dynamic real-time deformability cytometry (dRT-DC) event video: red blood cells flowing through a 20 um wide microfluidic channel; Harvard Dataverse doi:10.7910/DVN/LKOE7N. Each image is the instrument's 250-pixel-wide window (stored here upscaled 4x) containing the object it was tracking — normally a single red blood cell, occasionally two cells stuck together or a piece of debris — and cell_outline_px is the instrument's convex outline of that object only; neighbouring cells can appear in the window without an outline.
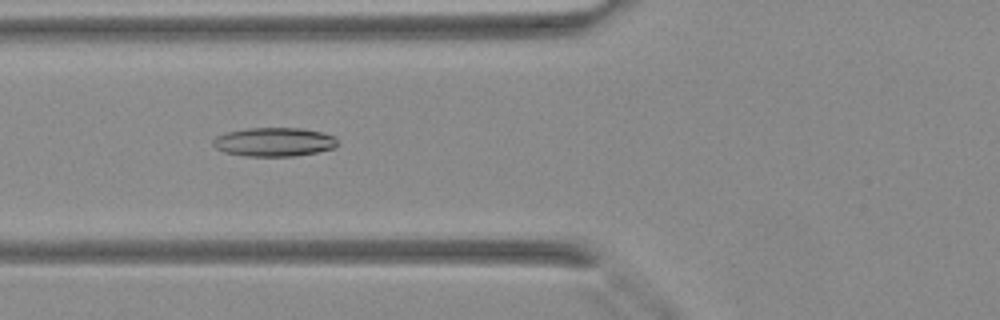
{"species": "Egyptian fruit bat (a non-hibernating species)", "species_latin": "Rousettus aegyptiacus", "temperature_condition": "warm", "stored_images_in_passage": 42, "camera_frame_rate_fps": 3000, "um_per_image_px": 0.085, "animal": {"sex": "female"}, "frame": {"image": 1, "passage_image": 17, "time_ms": 5.333, "image_size_px": [1000, 320], "cell_outline_px": [[340, 144], [336, 148], [296, 156], [244, 156], [224, 152], [216, 148], [212, 144], [212, 140], [216, 136], [228, 132], [248, 128], [300, 128], [320, 132], [336, 136]], "centroid_in_image_um": [23.33, 12.07], "position_along_channel_um": 102.5, "area_um2": 21.1}}
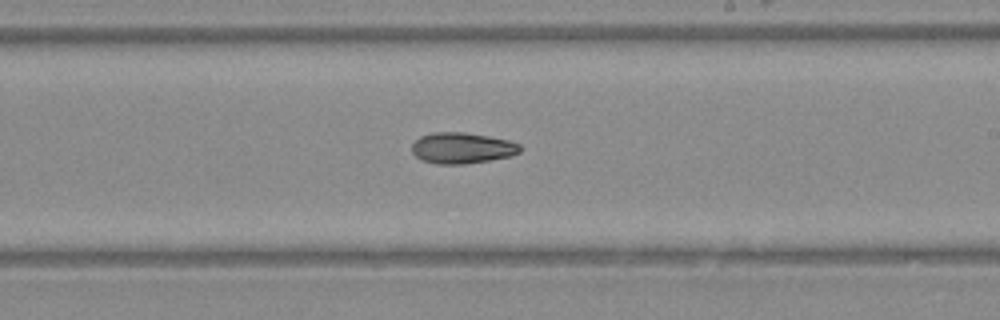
{"frame": {"image": 2, "passage_image": 26, "time_ms": 8.333, "image_size_px": [1000, 320], "cell_outline_px": [[524, 148], [520, 152], [512, 156], [464, 164], [436, 164], [420, 160], [412, 152], [412, 144], [420, 136], [432, 132], [464, 132], [488, 136], [508, 140], [520, 144]], "centroid_in_image_um": [39.28, 12.58], "position_along_channel_um": 249.7, "area_um2": 19.71}}
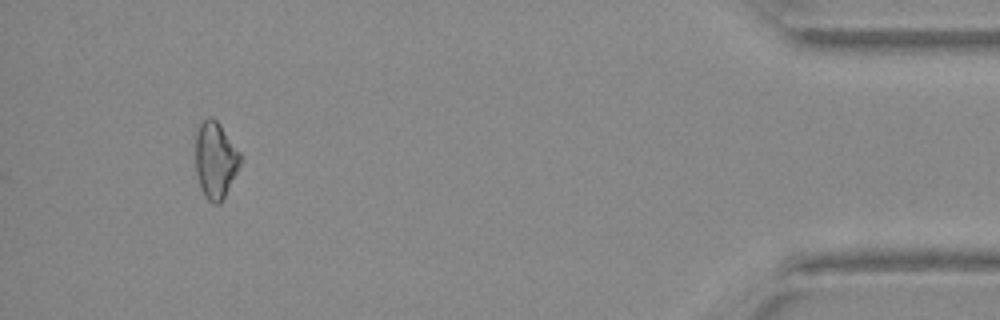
{"frame": {"image": 3, "passage_image": 40, "time_ms": 13.0, "image_size_px": [1000, 320], "cell_outline_px": [[240, 164], [220, 204], [212, 204], [204, 196], [200, 188], [196, 172], [196, 136], [200, 124], [208, 116], [212, 116], [220, 124], [240, 152]], "centroid_in_image_um": [18.29, 13.6], "position_along_channel_um": 416.9, "area_um2": 19.77}}